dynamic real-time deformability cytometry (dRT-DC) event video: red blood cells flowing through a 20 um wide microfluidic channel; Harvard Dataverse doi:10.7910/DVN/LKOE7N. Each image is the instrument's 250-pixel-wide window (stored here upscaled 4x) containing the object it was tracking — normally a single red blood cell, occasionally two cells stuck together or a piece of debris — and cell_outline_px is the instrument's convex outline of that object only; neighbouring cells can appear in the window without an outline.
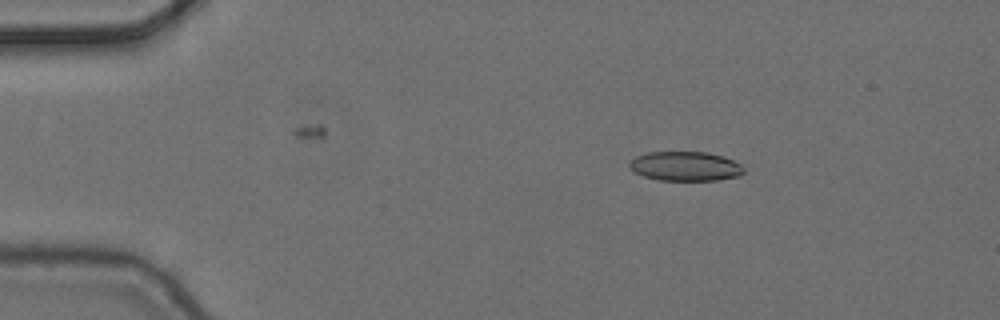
{"species": "common noctule bat (a hibernating species)", "species_latin": "Nyctalus noctula", "temperature_condition": "cold", "stored_images_in_passage": 4, "camera_frame_rate_fps": 3000, "um_per_image_px": 0.085, "animal": {"sex": "female", "body_mass_g": 24.6, "forearm_length_mm": 56.2}, "frame": {"image": 1, "passage_image": 2, "time_ms": 0.333, "image_size_px": [1000, 320], "cell_outline_px": [[744, 172], [740, 176], [716, 180], [660, 180], [644, 176], [628, 168], [628, 164], [636, 156], [648, 152], [708, 152], [724, 156], [740, 164], [744, 168]], "centroid_in_image_um": [58.26, 14.12], "position_along_channel_um": 26.7, "area_um2": 19.59}}